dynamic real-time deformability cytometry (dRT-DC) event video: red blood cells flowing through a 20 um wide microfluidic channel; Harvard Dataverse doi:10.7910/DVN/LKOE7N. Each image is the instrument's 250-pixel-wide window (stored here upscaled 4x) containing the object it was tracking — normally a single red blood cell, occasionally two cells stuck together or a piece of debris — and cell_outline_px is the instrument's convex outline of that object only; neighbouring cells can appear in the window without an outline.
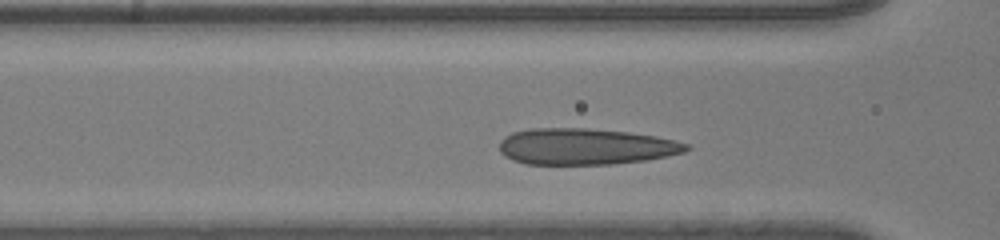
{"species": "human", "species_latin": "Homo sapiens", "temperature_condition": "room temperature", "stored_images_in_passage": 29, "camera_frame_rate_fps": 3000, "um_per_image_px": 0.085, "donor": {"sex": "male"}, "frame": {"image": 1, "passage_image": 7, "time_ms": 2.0, "image_size_px": [1000, 240], "cell_outline_px": [[692, 148], [684, 152], [668, 156], [648, 160], [612, 164], [524, 164], [512, 160], [504, 156], [500, 152], [500, 140], [504, 136], [512, 132], [532, 128], [588, 128], [628, 132], [656, 136], [676, 140], [692, 144]], "centroid_in_image_um": [49.8, 12.45], "position_along_channel_um": 116.8, "area_um2": 40.0}}
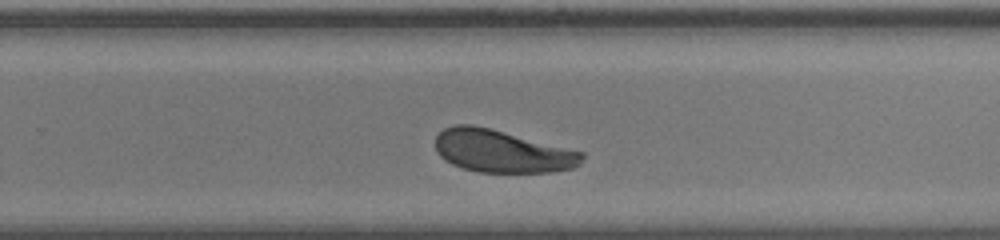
{"frame": {"image": 2, "passage_image": 20, "time_ms": 6.333, "image_size_px": [1000, 240], "cell_outline_px": [[584, 156], [580, 164], [572, 168], [552, 172], [476, 172], [452, 164], [444, 160], [436, 152], [436, 136], [444, 128], [456, 124], [472, 124], [584, 152]], "centroid_in_image_um": [42.64, 12.86], "position_along_channel_um": 287.2, "area_um2": 36.18}}
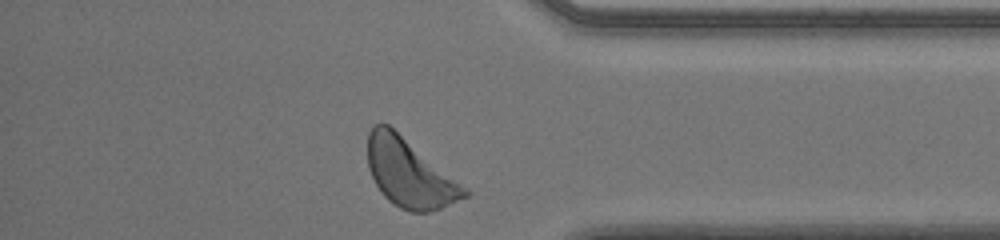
{"frame": {"image": 3, "passage_image": 29, "time_ms": 9.333, "image_size_px": [1000, 240], "cell_outline_px": [[472, 192], [468, 196], [440, 208], [428, 212], [412, 212], [400, 208], [392, 204], [380, 192], [368, 168], [368, 132], [372, 124], [388, 124], [468, 188]], "centroid_in_image_um": [34.8, 14.72], "position_along_channel_um": 400.4, "area_um2": 38.38}, "authors_computed_cell_mechanics": {"area_um2": 37.9168, "velocity_mm_per_s": 3.943, "shape_relaxation_time_tau1_ms": 2.0019, "shape_relaxation_time_tau2_ms": null, "deformation_change_tau1": 0.1075, "deformation_change_tau2": null}}